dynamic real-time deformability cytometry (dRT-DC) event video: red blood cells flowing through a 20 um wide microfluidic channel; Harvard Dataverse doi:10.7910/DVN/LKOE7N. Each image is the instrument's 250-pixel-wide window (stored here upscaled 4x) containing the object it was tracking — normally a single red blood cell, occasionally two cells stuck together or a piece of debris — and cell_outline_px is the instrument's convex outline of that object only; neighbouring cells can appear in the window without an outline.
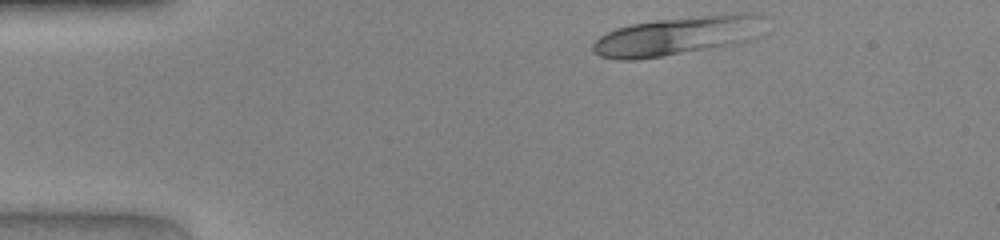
{"species": "human", "species_latin": "Homo sapiens", "temperature_condition": "warm", "stored_images_in_passage": 33, "camera_frame_rate_fps": 3000, "um_per_image_px": 0.085, "donor": {"sex": "female"}, "frame": {"image": 1, "passage_image": 1, "time_ms": 0.0, "image_size_px": [1000, 240], "cell_outline_px": [[764, 16], [748, 40], [728, 44], [660, 56], [636, 60], [620, 60], [600, 56], [592, 52], [592, 44], [600, 36], [616, 28], [632, 24], [656, 20], [732, 12], [756, 12]], "centroid_in_image_um": [57.46, 3.02], "position_along_channel_um": 27.5, "area_um2": 37.86}}
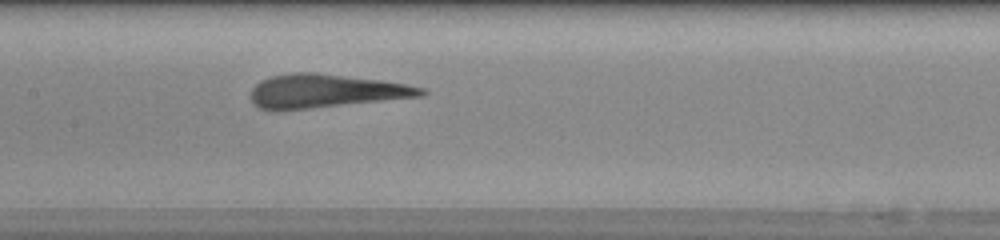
{"frame": {"image": 2, "passage_image": 16, "time_ms": 5.0, "image_size_px": [1000, 240], "cell_outline_px": [[428, 92], [420, 96], [276, 112], [260, 108], [252, 104], [252, 88], [260, 80], [272, 76], [292, 72], [312, 72], [380, 80], [408, 84], [424, 88]], "centroid_in_image_um": [27.61, 7.75], "position_along_channel_um": 179.8, "area_um2": 33.29}}
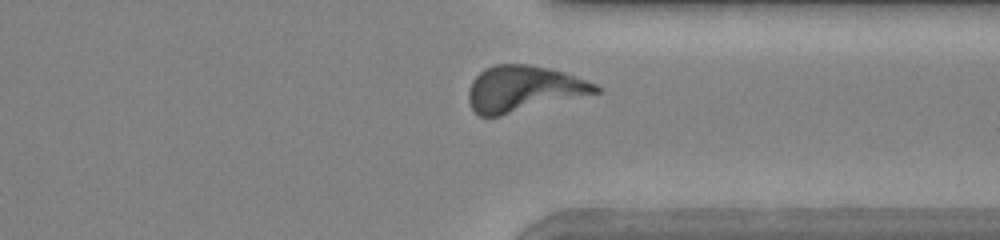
{"frame": {"image": 3, "passage_image": 29, "time_ms": 9.333, "image_size_px": [1000, 240], "cell_outline_px": [[600, 92], [500, 116], [480, 116], [468, 104], [468, 92], [472, 80], [484, 68], [496, 64], [528, 64], [564, 72], [596, 84], [600, 88]], "centroid_in_image_um": [44.46, 7.54], "position_along_channel_um": 366.9, "area_um2": 33.81}}